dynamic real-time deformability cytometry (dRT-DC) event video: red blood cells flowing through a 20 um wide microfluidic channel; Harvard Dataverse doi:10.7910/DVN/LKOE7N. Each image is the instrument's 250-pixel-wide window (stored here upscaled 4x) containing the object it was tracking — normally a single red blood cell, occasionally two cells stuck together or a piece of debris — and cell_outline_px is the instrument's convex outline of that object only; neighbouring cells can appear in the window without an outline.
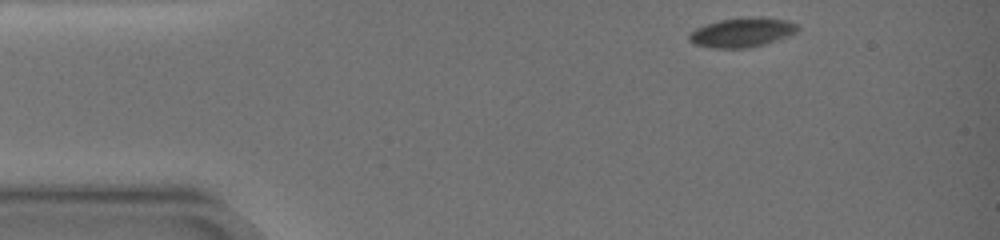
{"species": "common noctule bat (a hibernating species)", "species_latin": "Nyctalus noctula", "temperature_condition": "warm", "stored_images_in_passage": 35, "camera_frame_rate_fps": 3000, "um_per_image_px": 0.085, "animal": {"sex": "female", "body_mass_g": 19.0, "forearm_length_mm": 51.5}, "frame": {"image": 1, "passage_image": 1, "time_ms": 0.0, "image_size_px": [1000, 240], "cell_outline_px": [[800, 28], [796, 32], [788, 36], [764, 44], [748, 48], [712, 48], [696, 44], [688, 40], [688, 32], [696, 28], [720, 20], [744, 16], [764, 16], [788, 20], [796, 24]], "centroid_in_image_um": [63.09, 2.73], "position_along_channel_um": 21.9, "area_um2": 18.84}}
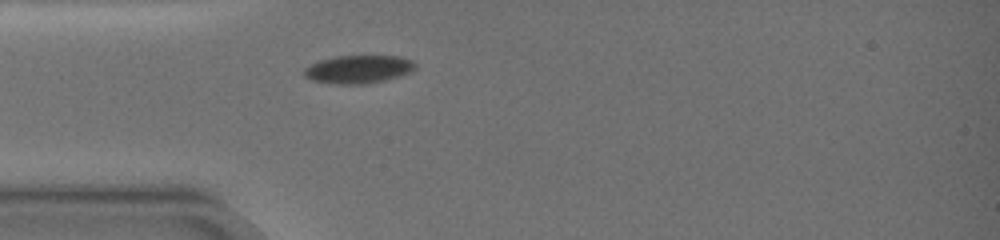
{"frame": {"image": 2, "passage_image": 12, "time_ms": 3.0, "image_size_px": [1000, 240], "cell_outline_px": [[416, 68], [412, 72], [384, 80], [364, 84], [332, 84], [312, 80], [304, 76], [304, 68], [320, 60], [336, 56], [400, 56], [412, 60], [416, 64]], "centroid_in_image_um": [30.48, 5.89], "position_along_channel_um": 54.5, "area_um2": 18.21}}